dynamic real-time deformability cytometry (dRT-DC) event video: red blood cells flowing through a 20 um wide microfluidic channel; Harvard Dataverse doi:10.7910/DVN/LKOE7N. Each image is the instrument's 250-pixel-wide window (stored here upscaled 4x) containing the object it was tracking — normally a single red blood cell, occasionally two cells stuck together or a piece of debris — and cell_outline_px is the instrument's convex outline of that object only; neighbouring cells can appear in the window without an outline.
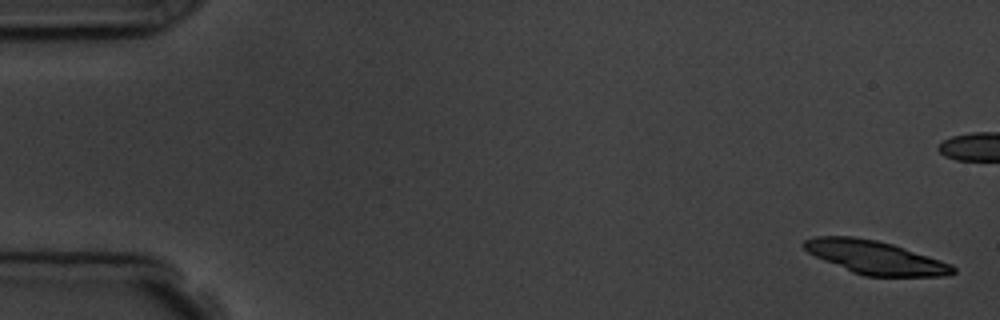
{"species": "common noctule bat (a hibernating species)", "species_latin": "Nyctalus noctula", "temperature_condition": "room temperature", "stored_images_in_passage": 3, "camera_frame_rate_fps": 3000, "um_per_image_px": 0.085, "animal": {"sex": "male", "body_mass_g": 19.5, "forearm_length_mm": 54.6}, "frame": {"image": 1, "passage_image": 1, "time_ms": 0.0, "image_size_px": [1000, 320], "cell_outline_px": [[956, 272], [948, 276], [864, 276], [852, 272], [824, 260], [808, 252], [804, 248], [804, 240], [816, 236], [852, 236], [876, 240], [892, 244], [952, 264], [956, 268]], "centroid_in_image_um": [74.41, 21.88], "position_along_channel_um": 10.6, "area_um2": 28.67}}